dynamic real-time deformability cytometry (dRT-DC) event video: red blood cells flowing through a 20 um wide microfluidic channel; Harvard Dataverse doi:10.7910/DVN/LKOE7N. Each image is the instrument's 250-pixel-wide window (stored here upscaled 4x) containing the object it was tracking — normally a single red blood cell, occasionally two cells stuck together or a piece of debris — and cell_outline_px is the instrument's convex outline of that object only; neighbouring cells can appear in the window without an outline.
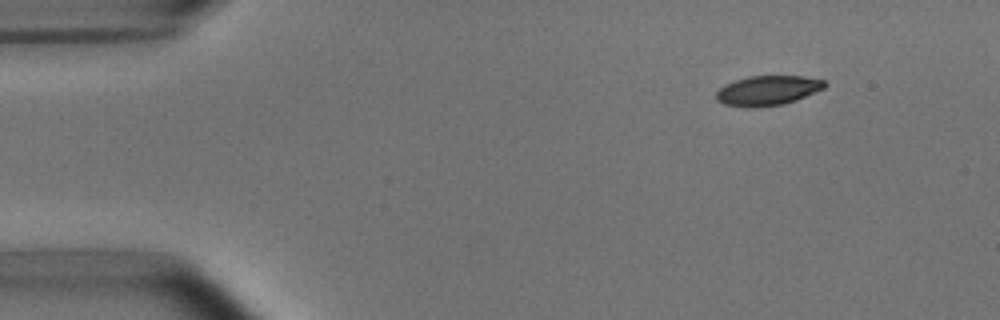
{"species": "common noctule bat (a hibernating species)", "species_latin": "Nyctalus noctula", "temperature_condition": "room temperature", "stored_images_in_passage": 5, "camera_frame_rate_fps": 3000, "um_per_image_px": 0.085, "animal": {"sex": "male", "body_mass_g": 15.6}, "frame": {"image": 1, "passage_image": 1, "time_ms": 0.0, "image_size_px": [1000, 320], "cell_outline_px": [[828, 84], [824, 88], [796, 100], [784, 104], [752, 108], [724, 104], [716, 100], [716, 92], [724, 84], [748, 76], [804, 76], [824, 80]], "centroid_in_image_um": [65.25, 7.69], "position_along_channel_um": 19.8, "area_um2": 18.84}}
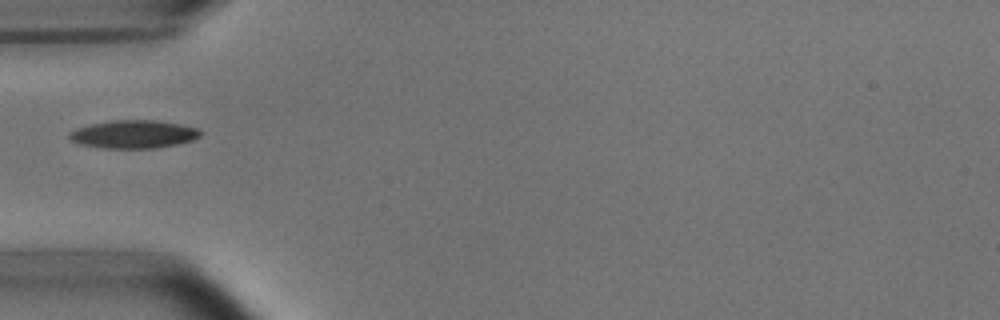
{"frame": {"image": 2, "passage_image": 4, "time_ms": 3.667, "image_size_px": [1000, 320], "cell_outline_px": [[204, 132], [200, 136], [192, 140], [176, 144], [156, 148], [100, 148], [80, 144], [72, 140], [68, 136], [68, 132], [76, 128], [92, 124], [112, 120], [156, 120], [180, 124], [200, 128]], "centroid_in_image_um": [11.38, 11.4], "position_along_channel_um": 73.6, "area_um2": 21.56}}